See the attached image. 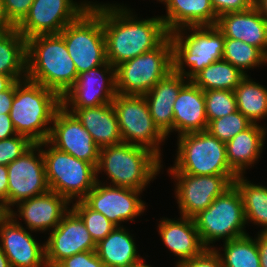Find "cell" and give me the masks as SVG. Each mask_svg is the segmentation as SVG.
<instances>
[{"mask_svg":"<svg viewBox=\"0 0 267 267\" xmlns=\"http://www.w3.org/2000/svg\"><path fill=\"white\" fill-rule=\"evenodd\" d=\"M132 11L124 4L102 3L106 59L113 67L157 48L170 34L160 16L140 19Z\"/></svg>","mask_w":267,"mask_h":267,"instance_id":"obj_1","label":"cell"},{"mask_svg":"<svg viewBox=\"0 0 267 267\" xmlns=\"http://www.w3.org/2000/svg\"><path fill=\"white\" fill-rule=\"evenodd\" d=\"M78 77L75 64L59 34L26 40V78L56 92L61 98Z\"/></svg>","mask_w":267,"mask_h":267,"instance_id":"obj_2","label":"cell"},{"mask_svg":"<svg viewBox=\"0 0 267 267\" xmlns=\"http://www.w3.org/2000/svg\"><path fill=\"white\" fill-rule=\"evenodd\" d=\"M162 161L150 150L129 143L122 142L101 148L96 168L97 181L111 186L144 191L146 186L160 174L164 166ZM102 173L108 177L105 181L98 179Z\"/></svg>","mask_w":267,"mask_h":267,"instance_id":"obj_3","label":"cell"},{"mask_svg":"<svg viewBox=\"0 0 267 267\" xmlns=\"http://www.w3.org/2000/svg\"><path fill=\"white\" fill-rule=\"evenodd\" d=\"M61 97L51 89L29 79L15 82V95L10 110L15 131L32 143L47 141Z\"/></svg>","mask_w":267,"mask_h":267,"instance_id":"obj_4","label":"cell"},{"mask_svg":"<svg viewBox=\"0 0 267 267\" xmlns=\"http://www.w3.org/2000/svg\"><path fill=\"white\" fill-rule=\"evenodd\" d=\"M169 35L173 71L184 75L187 80L223 57L224 35L216 25L187 26Z\"/></svg>","mask_w":267,"mask_h":267,"instance_id":"obj_5","label":"cell"},{"mask_svg":"<svg viewBox=\"0 0 267 267\" xmlns=\"http://www.w3.org/2000/svg\"><path fill=\"white\" fill-rule=\"evenodd\" d=\"M177 139L176 158L167 173L224 175L232 183L237 178L228 164L226 143L207 130L182 134Z\"/></svg>","mask_w":267,"mask_h":267,"instance_id":"obj_6","label":"cell"},{"mask_svg":"<svg viewBox=\"0 0 267 267\" xmlns=\"http://www.w3.org/2000/svg\"><path fill=\"white\" fill-rule=\"evenodd\" d=\"M38 144L43 153L49 189L70 203L83 200L97 182L96 167L56 149L48 141Z\"/></svg>","mask_w":267,"mask_h":267,"instance_id":"obj_7","label":"cell"},{"mask_svg":"<svg viewBox=\"0 0 267 267\" xmlns=\"http://www.w3.org/2000/svg\"><path fill=\"white\" fill-rule=\"evenodd\" d=\"M60 34L78 75L107 62L101 2H92L90 8Z\"/></svg>","mask_w":267,"mask_h":267,"instance_id":"obj_8","label":"cell"},{"mask_svg":"<svg viewBox=\"0 0 267 267\" xmlns=\"http://www.w3.org/2000/svg\"><path fill=\"white\" fill-rule=\"evenodd\" d=\"M193 220L206 249H214L211 244L220 239L226 242L248 234L242 197L234 184Z\"/></svg>","mask_w":267,"mask_h":267,"instance_id":"obj_9","label":"cell"},{"mask_svg":"<svg viewBox=\"0 0 267 267\" xmlns=\"http://www.w3.org/2000/svg\"><path fill=\"white\" fill-rule=\"evenodd\" d=\"M173 71L170 35L155 49L115 67L116 92L143 96Z\"/></svg>","mask_w":267,"mask_h":267,"instance_id":"obj_10","label":"cell"},{"mask_svg":"<svg viewBox=\"0 0 267 267\" xmlns=\"http://www.w3.org/2000/svg\"><path fill=\"white\" fill-rule=\"evenodd\" d=\"M112 105L123 142L144 147L162 160L161 144L168 138L155 125L145 97L117 93Z\"/></svg>","mask_w":267,"mask_h":267,"instance_id":"obj_11","label":"cell"},{"mask_svg":"<svg viewBox=\"0 0 267 267\" xmlns=\"http://www.w3.org/2000/svg\"><path fill=\"white\" fill-rule=\"evenodd\" d=\"M91 3L88 0H34L16 29L26 40L36 35L59 34L89 9Z\"/></svg>","mask_w":267,"mask_h":267,"instance_id":"obj_12","label":"cell"},{"mask_svg":"<svg viewBox=\"0 0 267 267\" xmlns=\"http://www.w3.org/2000/svg\"><path fill=\"white\" fill-rule=\"evenodd\" d=\"M8 211L18 202L48 192L43 153L39 144H33L20 157L7 165Z\"/></svg>","mask_w":267,"mask_h":267,"instance_id":"obj_13","label":"cell"},{"mask_svg":"<svg viewBox=\"0 0 267 267\" xmlns=\"http://www.w3.org/2000/svg\"><path fill=\"white\" fill-rule=\"evenodd\" d=\"M176 182L175 198L180 215L193 218L208 208L233 183L224 175H191L168 173Z\"/></svg>","mask_w":267,"mask_h":267,"instance_id":"obj_14","label":"cell"},{"mask_svg":"<svg viewBox=\"0 0 267 267\" xmlns=\"http://www.w3.org/2000/svg\"><path fill=\"white\" fill-rule=\"evenodd\" d=\"M115 67L109 62L80 73L61 98L65 109H82L112 103L116 96Z\"/></svg>","mask_w":267,"mask_h":267,"instance_id":"obj_15","label":"cell"},{"mask_svg":"<svg viewBox=\"0 0 267 267\" xmlns=\"http://www.w3.org/2000/svg\"><path fill=\"white\" fill-rule=\"evenodd\" d=\"M141 193L143 191L97 181L83 201L91 209L105 215L115 226H123V222H134L147 210L145 201L141 200Z\"/></svg>","mask_w":267,"mask_h":267,"instance_id":"obj_16","label":"cell"},{"mask_svg":"<svg viewBox=\"0 0 267 267\" xmlns=\"http://www.w3.org/2000/svg\"><path fill=\"white\" fill-rule=\"evenodd\" d=\"M47 141L56 149L87 161L97 168L100 148L88 130L63 106L54 115Z\"/></svg>","mask_w":267,"mask_h":267,"instance_id":"obj_17","label":"cell"},{"mask_svg":"<svg viewBox=\"0 0 267 267\" xmlns=\"http://www.w3.org/2000/svg\"><path fill=\"white\" fill-rule=\"evenodd\" d=\"M48 235L44 241L47 267H56L74 254L96 251V243L84 222L72 209Z\"/></svg>","mask_w":267,"mask_h":267,"instance_id":"obj_18","label":"cell"},{"mask_svg":"<svg viewBox=\"0 0 267 267\" xmlns=\"http://www.w3.org/2000/svg\"><path fill=\"white\" fill-rule=\"evenodd\" d=\"M30 232L33 231L27 230L9 214L0 223V247L11 267H47L45 243L37 242Z\"/></svg>","mask_w":267,"mask_h":267,"instance_id":"obj_19","label":"cell"},{"mask_svg":"<svg viewBox=\"0 0 267 267\" xmlns=\"http://www.w3.org/2000/svg\"><path fill=\"white\" fill-rule=\"evenodd\" d=\"M71 203L58 193L48 192L18 202L17 211L11 209L8 214L14 220H24L26 228L36 233L54 230L63 217L70 211Z\"/></svg>","mask_w":267,"mask_h":267,"instance_id":"obj_20","label":"cell"},{"mask_svg":"<svg viewBox=\"0 0 267 267\" xmlns=\"http://www.w3.org/2000/svg\"><path fill=\"white\" fill-rule=\"evenodd\" d=\"M157 229L165 247L178 257L175 265L199 256L206 249L200 240L193 218L182 215L176 220L162 217Z\"/></svg>","mask_w":267,"mask_h":267,"instance_id":"obj_21","label":"cell"},{"mask_svg":"<svg viewBox=\"0 0 267 267\" xmlns=\"http://www.w3.org/2000/svg\"><path fill=\"white\" fill-rule=\"evenodd\" d=\"M216 27L224 37L239 39L259 48L267 56V20L256 7L220 15Z\"/></svg>","mask_w":267,"mask_h":267,"instance_id":"obj_22","label":"cell"},{"mask_svg":"<svg viewBox=\"0 0 267 267\" xmlns=\"http://www.w3.org/2000/svg\"><path fill=\"white\" fill-rule=\"evenodd\" d=\"M184 75L171 71L145 95L150 114L158 129L168 138L173 132V106L180 89L188 82Z\"/></svg>","mask_w":267,"mask_h":267,"instance_id":"obj_23","label":"cell"},{"mask_svg":"<svg viewBox=\"0 0 267 267\" xmlns=\"http://www.w3.org/2000/svg\"><path fill=\"white\" fill-rule=\"evenodd\" d=\"M173 113V133L175 131L178 136L207 130L204 93L191 80L180 89Z\"/></svg>","mask_w":267,"mask_h":267,"instance_id":"obj_24","label":"cell"},{"mask_svg":"<svg viewBox=\"0 0 267 267\" xmlns=\"http://www.w3.org/2000/svg\"><path fill=\"white\" fill-rule=\"evenodd\" d=\"M88 130L101 149L123 142L112 103L82 109H66Z\"/></svg>","mask_w":267,"mask_h":267,"instance_id":"obj_25","label":"cell"},{"mask_svg":"<svg viewBox=\"0 0 267 267\" xmlns=\"http://www.w3.org/2000/svg\"><path fill=\"white\" fill-rule=\"evenodd\" d=\"M267 126L252 123L226 143L227 160L237 175H244L261 158Z\"/></svg>","mask_w":267,"mask_h":267,"instance_id":"obj_26","label":"cell"},{"mask_svg":"<svg viewBox=\"0 0 267 267\" xmlns=\"http://www.w3.org/2000/svg\"><path fill=\"white\" fill-rule=\"evenodd\" d=\"M161 15L169 33L187 26H215L218 20L210 0H166Z\"/></svg>","mask_w":267,"mask_h":267,"instance_id":"obj_27","label":"cell"},{"mask_svg":"<svg viewBox=\"0 0 267 267\" xmlns=\"http://www.w3.org/2000/svg\"><path fill=\"white\" fill-rule=\"evenodd\" d=\"M129 232L124 226H116L96 244V253L106 267H130L142 258L135 236Z\"/></svg>","mask_w":267,"mask_h":267,"instance_id":"obj_28","label":"cell"},{"mask_svg":"<svg viewBox=\"0 0 267 267\" xmlns=\"http://www.w3.org/2000/svg\"><path fill=\"white\" fill-rule=\"evenodd\" d=\"M0 74L26 79V39L16 27L0 33Z\"/></svg>","mask_w":267,"mask_h":267,"instance_id":"obj_29","label":"cell"},{"mask_svg":"<svg viewBox=\"0 0 267 267\" xmlns=\"http://www.w3.org/2000/svg\"><path fill=\"white\" fill-rule=\"evenodd\" d=\"M233 184L241 194L246 223L261 226L259 232H267V187L254 184L244 175H238Z\"/></svg>","mask_w":267,"mask_h":267,"instance_id":"obj_30","label":"cell"},{"mask_svg":"<svg viewBox=\"0 0 267 267\" xmlns=\"http://www.w3.org/2000/svg\"><path fill=\"white\" fill-rule=\"evenodd\" d=\"M234 94L238 111L251 123H259L267 118L266 86L246 75L235 88Z\"/></svg>","mask_w":267,"mask_h":267,"instance_id":"obj_31","label":"cell"},{"mask_svg":"<svg viewBox=\"0 0 267 267\" xmlns=\"http://www.w3.org/2000/svg\"><path fill=\"white\" fill-rule=\"evenodd\" d=\"M245 76L239 68L221 59L205 67L191 81L203 91H234Z\"/></svg>","mask_w":267,"mask_h":267,"instance_id":"obj_32","label":"cell"},{"mask_svg":"<svg viewBox=\"0 0 267 267\" xmlns=\"http://www.w3.org/2000/svg\"><path fill=\"white\" fill-rule=\"evenodd\" d=\"M223 244V249L214 248L221 257L223 267H260L256 237L247 234Z\"/></svg>","mask_w":267,"mask_h":267,"instance_id":"obj_33","label":"cell"},{"mask_svg":"<svg viewBox=\"0 0 267 267\" xmlns=\"http://www.w3.org/2000/svg\"><path fill=\"white\" fill-rule=\"evenodd\" d=\"M222 59L239 68L246 75H248V70L267 64V56L259 48L239 39L235 40L227 37H224Z\"/></svg>","mask_w":267,"mask_h":267,"instance_id":"obj_34","label":"cell"},{"mask_svg":"<svg viewBox=\"0 0 267 267\" xmlns=\"http://www.w3.org/2000/svg\"><path fill=\"white\" fill-rule=\"evenodd\" d=\"M71 209L84 222L96 244L116 227L105 215L91 209L83 200L73 202Z\"/></svg>","mask_w":267,"mask_h":267,"instance_id":"obj_35","label":"cell"},{"mask_svg":"<svg viewBox=\"0 0 267 267\" xmlns=\"http://www.w3.org/2000/svg\"><path fill=\"white\" fill-rule=\"evenodd\" d=\"M208 123L238 111L234 91H203Z\"/></svg>","mask_w":267,"mask_h":267,"instance_id":"obj_36","label":"cell"},{"mask_svg":"<svg viewBox=\"0 0 267 267\" xmlns=\"http://www.w3.org/2000/svg\"><path fill=\"white\" fill-rule=\"evenodd\" d=\"M251 124L244 115L236 111L222 118L211 120L208 123L207 131L221 142L227 143Z\"/></svg>","mask_w":267,"mask_h":267,"instance_id":"obj_37","label":"cell"},{"mask_svg":"<svg viewBox=\"0 0 267 267\" xmlns=\"http://www.w3.org/2000/svg\"><path fill=\"white\" fill-rule=\"evenodd\" d=\"M33 144L34 143L27 137L18 134L0 140V165H9L27 151Z\"/></svg>","mask_w":267,"mask_h":267,"instance_id":"obj_38","label":"cell"},{"mask_svg":"<svg viewBox=\"0 0 267 267\" xmlns=\"http://www.w3.org/2000/svg\"><path fill=\"white\" fill-rule=\"evenodd\" d=\"M34 0H3L8 20L17 27L28 14Z\"/></svg>","mask_w":267,"mask_h":267,"instance_id":"obj_39","label":"cell"},{"mask_svg":"<svg viewBox=\"0 0 267 267\" xmlns=\"http://www.w3.org/2000/svg\"><path fill=\"white\" fill-rule=\"evenodd\" d=\"M56 267H106L96 251H86L62 260Z\"/></svg>","mask_w":267,"mask_h":267,"instance_id":"obj_40","label":"cell"},{"mask_svg":"<svg viewBox=\"0 0 267 267\" xmlns=\"http://www.w3.org/2000/svg\"><path fill=\"white\" fill-rule=\"evenodd\" d=\"M175 267H223L221 257L215 249H205L199 256Z\"/></svg>","mask_w":267,"mask_h":267,"instance_id":"obj_41","label":"cell"},{"mask_svg":"<svg viewBox=\"0 0 267 267\" xmlns=\"http://www.w3.org/2000/svg\"><path fill=\"white\" fill-rule=\"evenodd\" d=\"M216 15L240 12L250 8L244 0H210Z\"/></svg>","mask_w":267,"mask_h":267,"instance_id":"obj_42","label":"cell"},{"mask_svg":"<svg viewBox=\"0 0 267 267\" xmlns=\"http://www.w3.org/2000/svg\"><path fill=\"white\" fill-rule=\"evenodd\" d=\"M15 95V83L6 91L0 92V115L10 114Z\"/></svg>","mask_w":267,"mask_h":267,"instance_id":"obj_43","label":"cell"},{"mask_svg":"<svg viewBox=\"0 0 267 267\" xmlns=\"http://www.w3.org/2000/svg\"><path fill=\"white\" fill-rule=\"evenodd\" d=\"M17 135L10 114L0 115V140Z\"/></svg>","mask_w":267,"mask_h":267,"instance_id":"obj_44","label":"cell"},{"mask_svg":"<svg viewBox=\"0 0 267 267\" xmlns=\"http://www.w3.org/2000/svg\"><path fill=\"white\" fill-rule=\"evenodd\" d=\"M256 242L260 257V267H267V232H257Z\"/></svg>","mask_w":267,"mask_h":267,"instance_id":"obj_45","label":"cell"},{"mask_svg":"<svg viewBox=\"0 0 267 267\" xmlns=\"http://www.w3.org/2000/svg\"><path fill=\"white\" fill-rule=\"evenodd\" d=\"M8 169L7 166L0 165V201L4 203L8 210Z\"/></svg>","mask_w":267,"mask_h":267,"instance_id":"obj_46","label":"cell"},{"mask_svg":"<svg viewBox=\"0 0 267 267\" xmlns=\"http://www.w3.org/2000/svg\"><path fill=\"white\" fill-rule=\"evenodd\" d=\"M13 28H15V26L8 20L3 0H0V33Z\"/></svg>","mask_w":267,"mask_h":267,"instance_id":"obj_47","label":"cell"},{"mask_svg":"<svg viewBox=\"0 0 267 267\" xmlns=\"http://www.w3.org/2000/svg\"><path fill=\"white\" fill-rule=\"evenodd\" d=\"M15 82L13 77L0 74V92L8 90Z\"/></svg>","mask_w":267,"mask_h":267,"instance_id":"obj_48","label":"cell"},{"mask_svg":"<svg viewBox=\"0 0 267 267\" xmlns=\"http://www.w3.org/2000/svg\"><path fill=\"white\" fill-rule=\"evenodd\" d=\"M256 9L267 20V0H260Z\"/></svg>","mask_w":267,"mask_h":267,"instance_id":"obj_49","label":"cell"},{"mask_svg":"<svg viewBox=\"0 0 267 267\" xmlns=\"http://www.w3.org/2000/svg\"><path fill=\"white\" fill-rule=\"evenodd\" d=\"M0 267H11L9 259L0 247Z\"/></svg>","mask_w":267,"mask_h":267,"instance_id":"obj_50","label":"cell"},{"mask_svg":"<svg viewBox=\"0 0 267 267\" xmlns=\"http://www.w3.org/2000/svg\"><path fill=\"white\" fill-rule=\"evenodd\" d=\"M8 216V210L5 208L4 203L0 201V223Z\"/></svg>","mask_w":267,"mask_h":267,"instance_id":"obj_51","label":"cell"},{"mask_svg":"<svg viewBox=\"0 0 267 267\" xmlns=\"http://www.w3.org/2000/svg\"><path fill=\"white\" fill-rule=\"evenodd\" d=\"M130 267H152L151 265L146 264V260L144 258H141L139 261L135 262Z\"/></svg>","mask_w":267,"mask_h":267,"instance_id":"obj_52","label":"cell"},{"mask_svg":"<svg viewBox=\"0 0 267 267\" xmlns=\"http://www.w3.org/2000/svg\"><path fill=\"white\" fill-rule=\"evenodd\" d=\"M250 7H256L260 0H244Z\"/></svg>","mask_w":267,"mask_h":267,"instance_id":"obj_53","label":"cell"},{"mask_svg":"<svg viewBox=\"0 0 267 267\" xmlns=\"http://www.w3.org/2000/svg\"><path fill=\"white\" fill-rule=\"evenodd\" d=\"M156 1H158L159 3L161 2L162 4H165L166 0H156Z\"/></svg>","mask_w":267,"mask_h":267,"instance_id":"obj_54","label":"cell"}]
</instances>
